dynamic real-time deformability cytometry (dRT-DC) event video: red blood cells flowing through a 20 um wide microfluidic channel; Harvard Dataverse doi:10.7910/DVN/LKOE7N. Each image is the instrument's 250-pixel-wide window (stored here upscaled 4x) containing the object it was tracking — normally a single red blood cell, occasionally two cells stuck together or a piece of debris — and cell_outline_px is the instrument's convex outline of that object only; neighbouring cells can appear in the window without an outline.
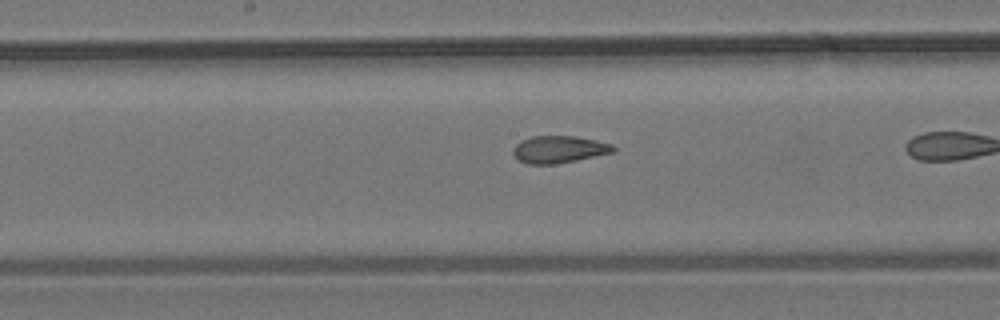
{"species": "common noctule bat (a hibernating species)", "species_latin": "Nyctalus noctula", "temperature_condition": "room temperature", "stored_images_in_passage": 33, "camera_frame_rate_fps": 3000, "um_per_image_px": 0.085, "animal": {"sex": "male", "body_mass_g": 19.2, "forearm_length_mm": 51.8}, "frame": {"image": 1, "passage_image": 19, "time_ms": 6.0, "image_size_px": [1000, 320], "cell_outline_px": [[616, 148], [612, 152], [576, 160], [556, 164], [528, 164], [520, 160], [512, 152], [512, 148], [520, 140], [532, 136], [576, 136], [596, 140], [612, 144]], "centroid_in_image_um": [47.49, 12.69], "position_along_channel_um": 200.7, "area_um2": 15.78}}